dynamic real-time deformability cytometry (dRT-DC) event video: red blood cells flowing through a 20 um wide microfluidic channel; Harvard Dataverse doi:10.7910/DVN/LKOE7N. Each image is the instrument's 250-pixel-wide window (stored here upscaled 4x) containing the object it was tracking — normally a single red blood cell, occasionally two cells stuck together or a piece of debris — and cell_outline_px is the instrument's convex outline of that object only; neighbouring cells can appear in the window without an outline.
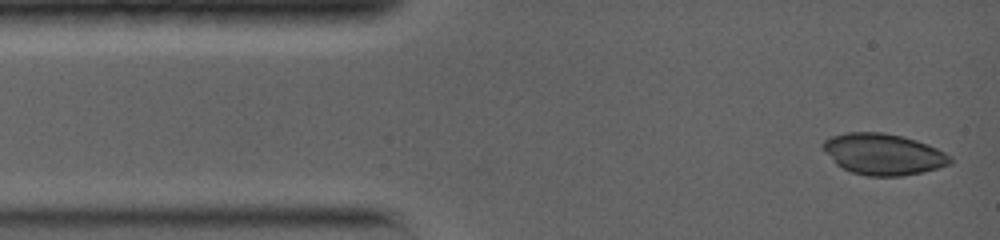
{"species": "common noctule bat (a hibernating species)", "species_latin": "Nyctalus noctula", "temperature_condition": "warm", "stored_images_in_passage": 4, "camera_frame_rate_fps": 5000, "um_per_image_px": 0.085, "animal": {"sex": "female", "body_mass_g": 19.0, "forearm_length_mm": 56.7}, "frame": {"image": 1, "passage_image": 1, "time_ms": 0.0, "image_size_px": [1000, 240], "cell_outline_px": [[952, 164], [920, 172], [900, 176], [868, 176], [852, 172], [836, 164], [820, 144], [824, 140], [832, 136], [844, 132], [884, 132], [916, 140], [928, 144], [944, 152], [952, 160]], "centroid_in_image_um": [75.06, 13.09], "position_along_channel_um": 9.9, "area_um2": 30.29}}